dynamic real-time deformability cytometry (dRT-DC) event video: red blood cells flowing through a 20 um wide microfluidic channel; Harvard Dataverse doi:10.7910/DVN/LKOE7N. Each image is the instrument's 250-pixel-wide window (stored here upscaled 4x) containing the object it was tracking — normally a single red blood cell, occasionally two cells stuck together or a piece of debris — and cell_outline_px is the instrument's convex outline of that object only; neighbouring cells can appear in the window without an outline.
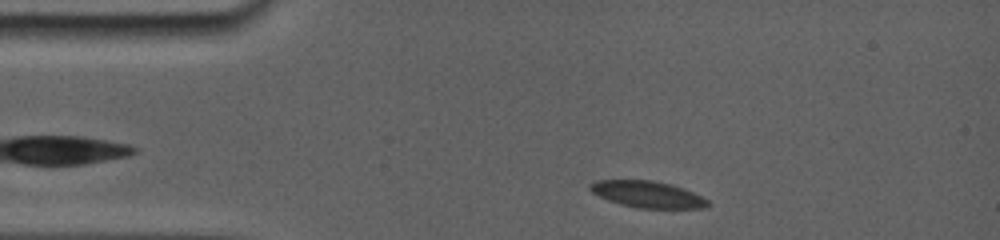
{"species": "common noctule bat (a hibernating species)", "species_latin": "Nyctalus noctula", "temperature_condition": "room temperature", "stored_images_in_passage": 19, "camera_frame_rate_fps": 5000, "um_per_image_px": 0.085, "animal": {"sex": "female", "body_mass_g": 19.0, "forearm_length_mm": 56.7}, "frame": {"image": 1, "passage_image": 1, "time_ms": 0.0, "image_size_px": [1000, 240], "cell_outline_px": [[712, 204], [704, 208], [636, 208], [620, 204], [608, 200], [592, 192], [588, 188], [588, 184], [596, 180], [652, 180], [672, 184], [684, 188], [704, 196]], "centroid_in_image_um": [55.07, 16.51], "position_along_channel_um": 29.9, "area_um2": 18.5}}
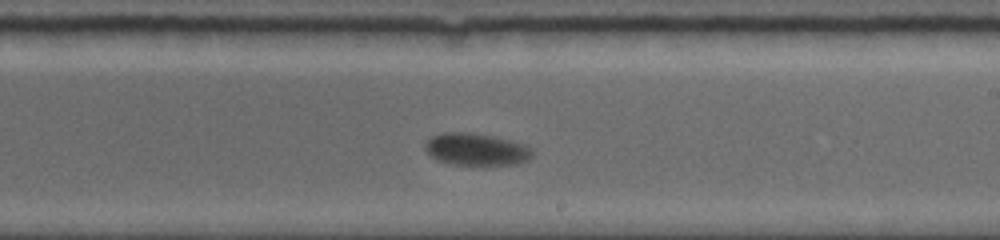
{"frame": {"image": 2, "passage_image": 11, "time_ms": 7.0, "image_size_px": [1000, 240], "cell_outline_px": [[532, 156], [528, 160], [516, 164], [452, 164], [436, 160], [424, 148], [424, 144], [432, 136], [444, 132], [472, 132], [492, 136], [524, 144], [532, 152]], "centroid_in_image_um": [40.44, 12.68], "position_along_channel_um": 248.6, "area_um2": 19.83}}
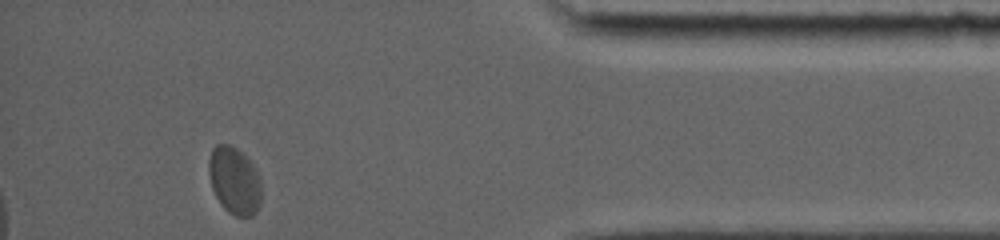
{"frame": {"image": 3, "passage_image": 19, "time_ms": 12.2, "image_size_px": [1000, 240], "cell_outline_px": [[260, 204], [256, 212], [252, 216], [236, 216], [228, 212], [220, 204], [212, 188], [208, 172], [208, 160], [212, 148], [216, 144], [228, 144], [236, 148], [252, 164], [260, 176]], "centroid_in_image_um": [19.9, 15.36], "position_along_channel_um": 415.3, "area_um2": 20.63}, "authors_computed_cell_mechanics": {"area_um2": 19.7098, "velocity_mm_per_s": 3.7145, "shape_relaxation_time_tau1_ms": 4.0716, "shape_relaxation_time_tau2_ms": null, "deformation_change_tau1": 0.0748, "deformation_change_tau2": null}}